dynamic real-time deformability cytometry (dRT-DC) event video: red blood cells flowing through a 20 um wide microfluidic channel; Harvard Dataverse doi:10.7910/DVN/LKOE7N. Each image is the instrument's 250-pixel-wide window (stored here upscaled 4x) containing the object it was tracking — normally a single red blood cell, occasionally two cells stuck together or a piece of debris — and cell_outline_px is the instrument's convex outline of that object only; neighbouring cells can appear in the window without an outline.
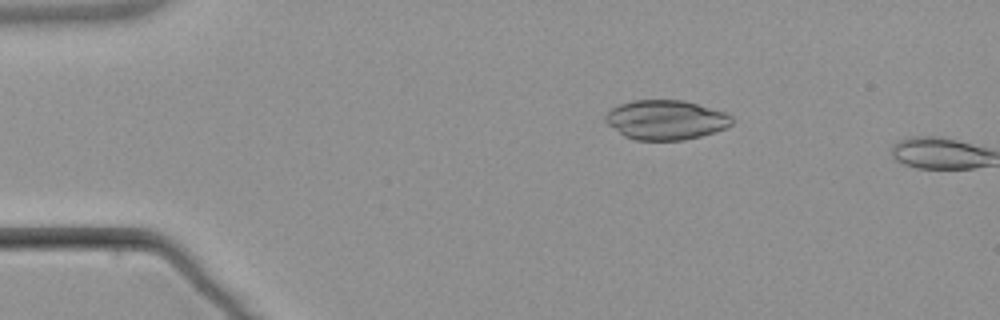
{"species": "common noctule bat (a hibernating species)", "species_latin": "Nyctalus noctula", "temperature_condition": "warm", "stored_images_in_passage": 3, "camera_frame_rate_fps": 3000, "um_per_image_px": 0.085, "animal": {"sex": "male", "body_mass_g": 21.5, "forearm_length_mm": 52.0}, "frame": {"image": 1, "passage_image": 2, "time_ms": 1.0, "image_size_px": [1000, 320], "cell_outline_px": [[732, 124], [724, 128], [700, 136], [684, 140], [636, 140], [624, 136], [608, 124], [604, 120], [604, 116], [612, 108], [620, 104], [632, 100], [684, 100], [724, 112], [732, 116]], "centroid_in_image_um": [56.57, 10.18], "position_along_channel_um": 28.4, "area_um2": 28.96}}